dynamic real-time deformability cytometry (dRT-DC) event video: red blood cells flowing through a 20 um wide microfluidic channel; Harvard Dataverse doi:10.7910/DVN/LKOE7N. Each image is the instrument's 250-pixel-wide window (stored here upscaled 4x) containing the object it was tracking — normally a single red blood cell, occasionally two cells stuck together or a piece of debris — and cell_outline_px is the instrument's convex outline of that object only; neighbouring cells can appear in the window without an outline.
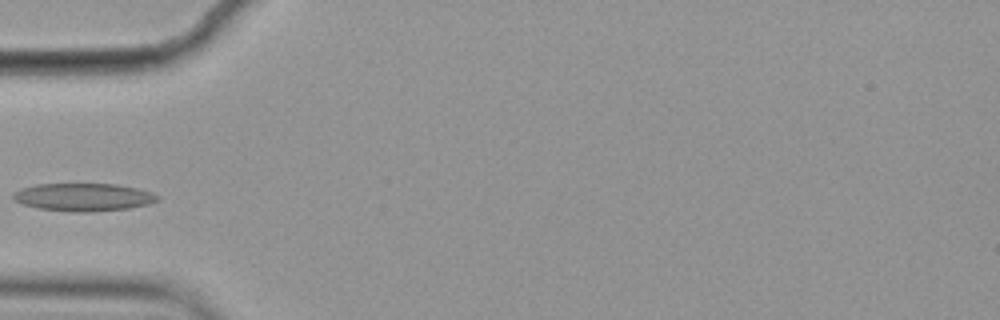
{"species": "common noctule bat (a hibernating species)", "species_latin": "Nyctalus noctula", "temperature_condition": "cold", "stored_images_in_passage": 3, "camera_frame_rate_fps": 3000, "um_per_image_px": 0.085, "animal": {"sex": "female", "body_mass_g": 19.9}, "frame": {"image": 1, "passage_image": 3, "time_ms": 0.667, "image_size_px": [1000, 320], "cell_outline_px": [[160, 200], [148, 204], [128, 208], [92, 212], [72, 212], [40, 208], [24, 204], [16, 200], [12, 196], [20, 188], [36, 184], [116, 184], [136, 188], [152, 192], [160, 196]], "centroid_in_image_um": [7.14, 16.75], "position_along_channel_um": 77.9, "area_um2": 23.29}}